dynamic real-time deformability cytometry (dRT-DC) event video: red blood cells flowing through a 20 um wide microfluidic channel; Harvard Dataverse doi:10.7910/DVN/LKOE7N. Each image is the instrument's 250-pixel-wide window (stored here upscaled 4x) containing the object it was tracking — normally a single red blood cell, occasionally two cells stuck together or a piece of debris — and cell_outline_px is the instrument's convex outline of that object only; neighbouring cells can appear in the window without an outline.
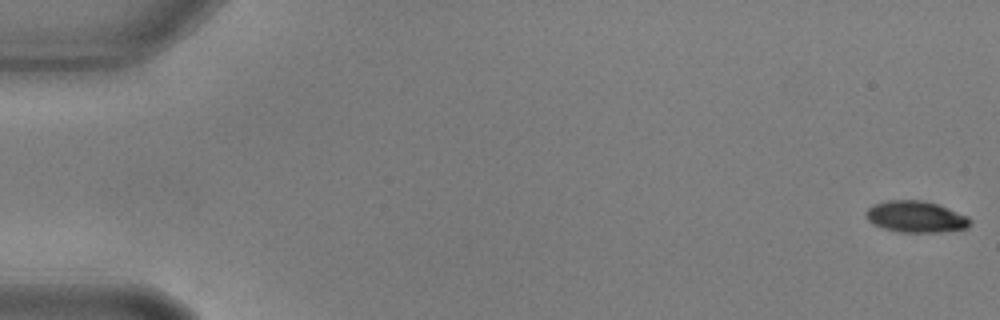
{"species": "common noctule bat (a hibernating species)", "species_latin": "Nyctalus noctula", "temperature_condition": "warm", "stored_images_in_passage": 58, "camera_frame_rate_fps": 3000, "um_per_image_px": 0.085, "animal": {"sex": "male", "body_mass_g": 17.9, "forearm_length_mm": 54.2}, "frame": {"image": 1, "passage_image": 1, "time_ms": 0.0, "image_size_px": [1000, 320], "cell_outline_px": [[972, 224], [968, 228], [940, 232], [900, 232], [884, 228], [872, 224], [864, 216], [864, 212], [872, 204], [888, 200], [924, 200], [948, 208], [968, 216], [972, 220]], "centroid_in_image_um": [77.84, 18.42], "position_along_channel_um": 7.2, "area_um2": 19.31}}
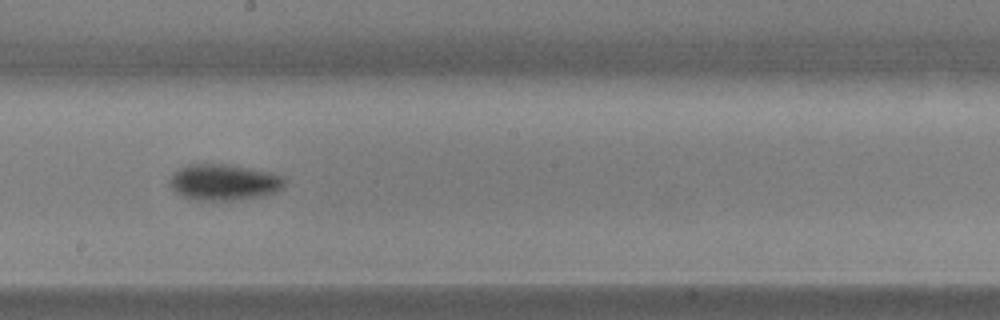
{"frame": {"image": 2, "passage_image": 33, "time_ms": 10.667, "image_size_px": [1000, 320], "cell_outline_px": [[288, 180], [284, 188], [276, 192], [260, 196], [240, 200], [200, 200], [184, 196], [176, 192], [168, 184], [168, 180], [172, 172], [188, 164], [228, 164], [272, 172]], "centroid_in_image_um": [19.05, 15.48], "position_along_channel_um": 229.2, "area_um2": 24.45}}
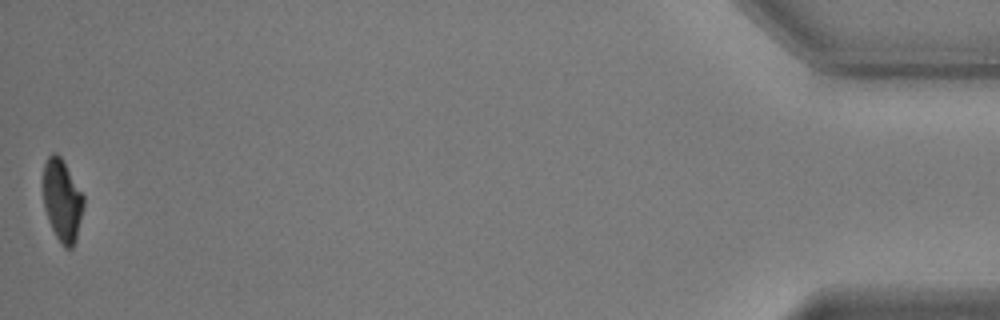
{"frame": {"image": 3, "passage_image": 58, "time_ms": 19.0, "image_size_px": [1000, 320], "cell_outline_px": [[84, 204], [76, 240], [72, 248], [64, 248], [60, 244], [48, 220], [44, 208], [44, 164], [48, 156], [52, 152], [56, 152], [60, 156], [84, 196]], "centroid_in_image_um": [5.29, 17.06], "position_along_channel_um": 429.9, "area_um2": 19.19}}